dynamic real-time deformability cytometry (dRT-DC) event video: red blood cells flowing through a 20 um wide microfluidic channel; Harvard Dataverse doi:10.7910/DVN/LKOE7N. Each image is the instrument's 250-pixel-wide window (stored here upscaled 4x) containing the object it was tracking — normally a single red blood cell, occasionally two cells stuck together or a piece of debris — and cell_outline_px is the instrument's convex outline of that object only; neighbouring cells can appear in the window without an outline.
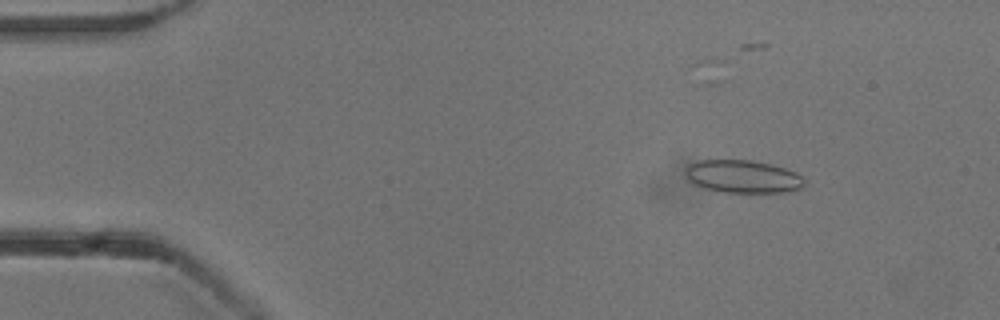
{"species": "common noctule bat (a hibernating species)", "species_latin": "Nyctalus noctula", "temperature_condition": "cold", "stored_images_in_passage": 54, "camera_frame_rate_fps": 3000, "um_per_image_px": 0.085, "animal": {"sex": "male", "body_mass_g": 13.3}, "frame": {"image": 1, "passage_image": 7, "time_ms": 2.0, "image_size_px": [1000, 320], "cell_outline_px": [[804, 184], [800, 188], [784, 192], [724, 192], [704, 188], [692, 184], [688, 180], [688, 164], [700, 160], [752, 160], [772, 164], [796, 172], [804, 180]], "centroid_in_image_um": [63.14, 15.0], "position_along_channel_um": 21.9, "area_um2": 22.54}}
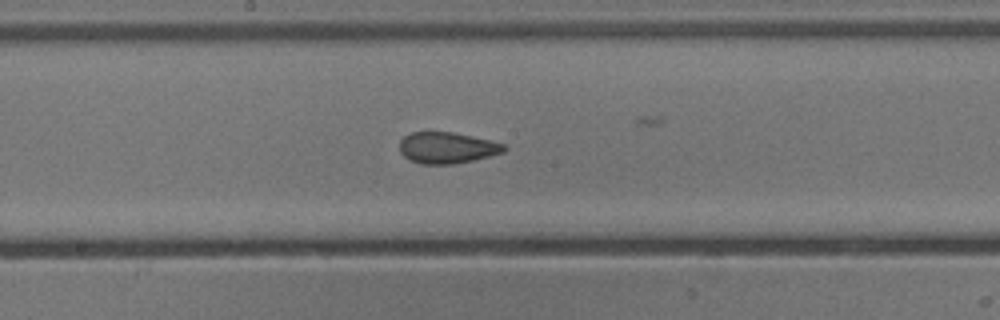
{"frame": {"image": 2, "passage_image": 28, "time_ms": 9.0, "image_size_px": [1000, 320], "cell_outline_px": [[508, 148], [504, 152], [472, 160], [452, 164], [420, 164], [404, 156], [400, 152], [400, 140], [404, 136], [412, 132], [452, 132], [488, 140], [504, 144]], "centroid_in_image_um": [37.98, 12.56], "position_along_channel_um": 210.2, "area_um2": 18.79}}
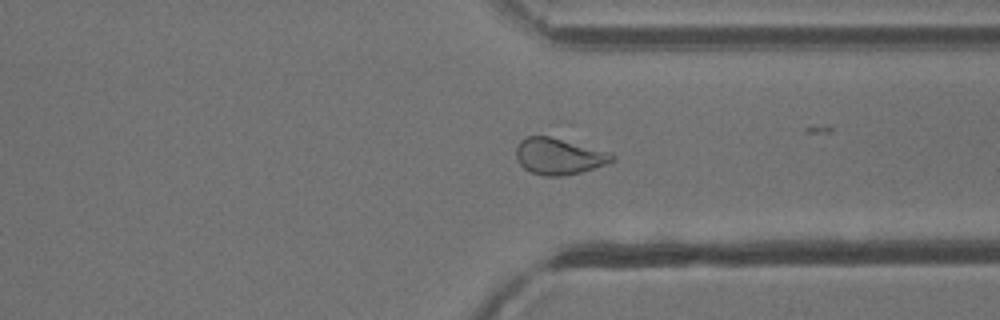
{"frame": {"image": 3, "passage_image": 40, "time_ms": 13.0, "image_size_px": [1000, 320], "cell_outline_px": [[616, 160], [580, 172], [560, 176], [544, 176], [532, 172], [524, 168], [520, 164], [516, 156], [516, 148], [520, 140], [528, 136], [548, 136], [612, 152], [616, 156]], "centroid_in_image_um": [47.51, 13.28], "position_along_channel_um": 363.9, "area_um2": 20.17}, "authors_computed_cell_mechanics": {"area_um2": 20.6635, "velocity_mm_per_s": 3.8546, "shape_relaxation_time_tau1_ms": null, "shape_relaxation_time_tau2_ms": 0.985, "deformation_change_tau1": null, "deformation_change_tau2": 0.0613}}